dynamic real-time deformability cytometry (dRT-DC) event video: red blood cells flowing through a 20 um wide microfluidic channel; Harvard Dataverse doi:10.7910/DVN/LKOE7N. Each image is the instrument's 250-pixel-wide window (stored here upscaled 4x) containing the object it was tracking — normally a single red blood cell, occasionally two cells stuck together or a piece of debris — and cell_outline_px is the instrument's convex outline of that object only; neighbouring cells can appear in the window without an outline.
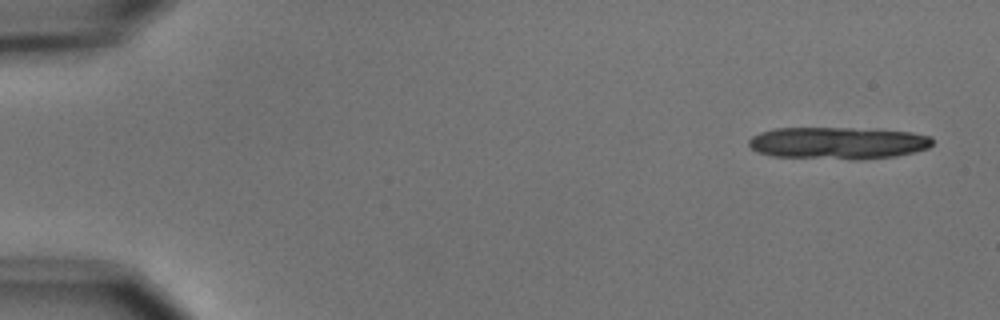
{"species": "common noctule bat (a hibernating species)", "species_latin": "Nyctalus noctula", "temperature_condition": "cold", "stored_images_in_passage": 6, "camera_frame_rate_fps": 3000, "um_per_image_px": 0.085, "animal": {"sex": "male", "body_mass_g": 15.6}, "frame": {"image": 1, "passage_image": 1, "time_ms": 0.0, "image_size_px": [1000, 320], "cell_outline_px": [[932, 144], [928, 148], [896, 156], [856, 160], [852, 160], [772, 156], [756, 152], [748, 144], [748, 140], [752, 136], [760, 132], [776, 128], [852, 128], [912, 132], [932, 136]], "centroid_in_image_um": [71.2, 12.16], "position_along_channel_um": 13.8, "area_um2": 34.56}}
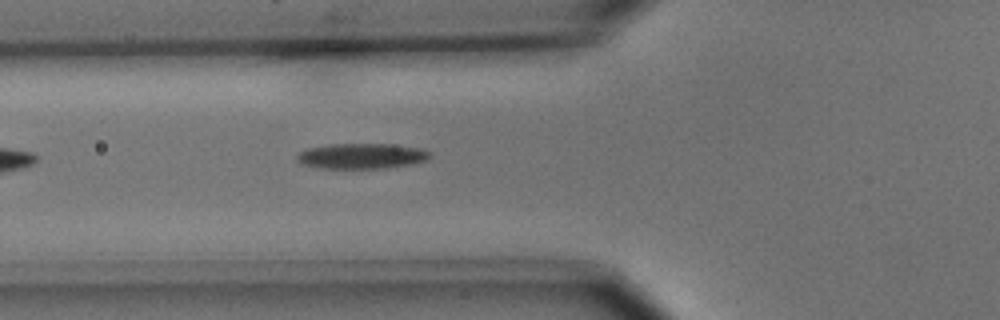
{"frame": {"image": 2, "passage_image": 6, "time_ms": 6.0, "image_size_px": [1000, 320], "cell_outline_px": [[432, 156], [428, 160], [412, 164], [388, 168], [320, 168], [304, 164], [296, 160], [296, 156], [300, 152], [308, 148], [328, 144], [392, 144], [420, 148], [432, 152]], "centroid_in_image_um": [30.79, 13.26], "position_along_channel_um": 95.0, "area_um2": 19.83}}